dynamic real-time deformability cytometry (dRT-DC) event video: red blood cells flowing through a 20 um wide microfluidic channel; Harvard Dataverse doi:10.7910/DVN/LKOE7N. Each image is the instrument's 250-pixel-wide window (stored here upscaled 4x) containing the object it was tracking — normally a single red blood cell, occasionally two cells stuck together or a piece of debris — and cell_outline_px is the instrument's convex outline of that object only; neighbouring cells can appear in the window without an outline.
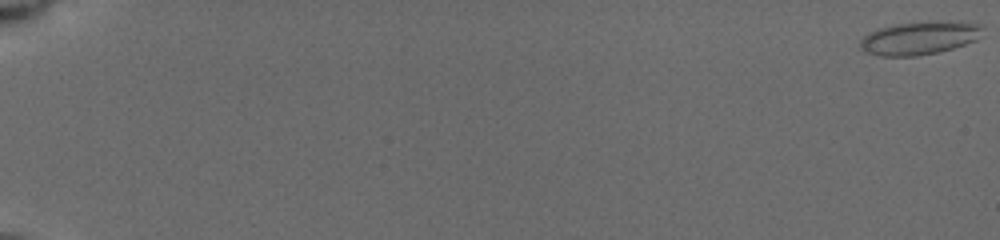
{"species": "common noctule bat (a hibernating species)", "species_latin": "Nyctalus noctula", "temperature_condition": "cold", "stored_images_in_passage": 81, "camera_frame_rate_fps": 3000, "um_per_image_px": 0.085, "animal": {"sex": "female", "body_mass_g": 19.5, "forearm_length_mm": 54.1}, "frame": {"image": 1, "passage_image": 1, "time_ms": 0.0, "image_size_px": [1000, 240], "cell_outline_px": [[984, 28], [976, 40], [952, 48], [936, 52], [916, 56], [880, 56], [868, 52], [860, 48], [860, 40], [864, 36], [880, 28], [896, 24], [976, 24]], "centroid_in_image_um": [78.06, 3.3], "position_along_channel_um": 6.9, "area_um2": 22.14}}
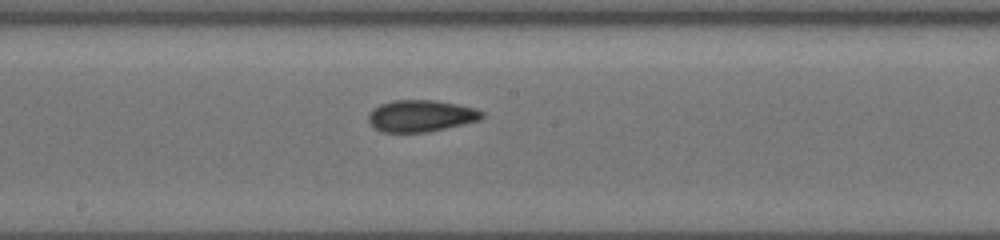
{"frame": {"image": 2, "passage_image": 49, "time_ms": 10.667, "image_size_px": [1000, 240], "cell_outline_px": [[484, 116], [480, 120], [464, 124], [428, 132], [380, 132], [368, 120], [368, 116], [380, 104], [392, 100], [436, 100], [460, 104], [476, 108], [484, 112]], "centroid_in_image_um": [35.84, 9.84], "position_along_channel_um": 212.4, "area_um2": 21.04}}
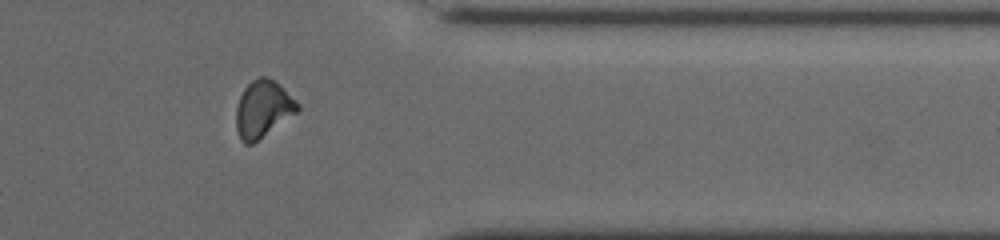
{"frame": {"image": 3, "passage_image": 71, "time_ms": 15.333, "image_size_px": [1000, 240], "cell_outline_px": [[300, 112], [252, 144], [244, 144], [240, 140], [236, 128], [236, 108], [240, 96], [244, 88], [252, 80], [260, 76], [264, 76], [276, 80], [300, 104]], "centroid_in_image_um": [22.38, 9.26], "position_along_channel_um": 389.0, "area_um2": 20.81}}